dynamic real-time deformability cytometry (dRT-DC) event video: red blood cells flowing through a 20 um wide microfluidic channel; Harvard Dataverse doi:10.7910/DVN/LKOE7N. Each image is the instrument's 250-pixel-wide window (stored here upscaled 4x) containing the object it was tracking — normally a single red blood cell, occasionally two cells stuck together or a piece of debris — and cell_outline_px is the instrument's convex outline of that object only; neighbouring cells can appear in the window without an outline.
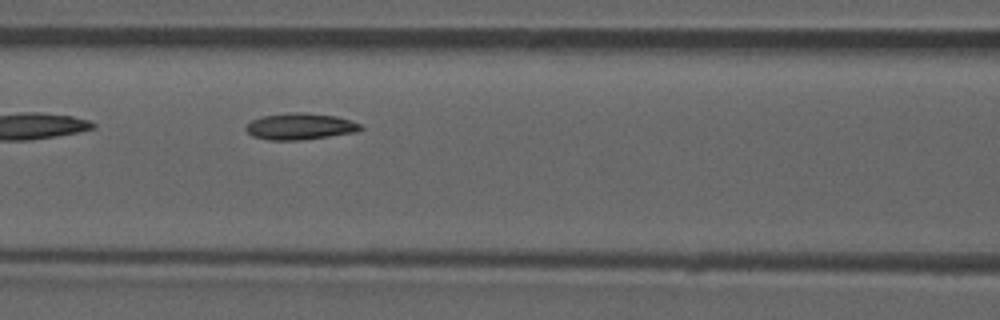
{"species": "common noctule bat (a hibernating species)", "species_latin": "Nyctalus noctula", "temperature_condition": "room temperature", "stored_images_in_passage": 9, "camera_frame_rate_fps": 3000, "um_per_image_px": 0.085, "animal": {"sex": "male", "forearm_length_mm": 52.5}, "frame": {"image": 1, "passage_image": 6, "time_ms": 5.667, "image_size_px": [1000, 320], "cell_outline_px": [[364, 128], [356, 132], [300, 140], [268, 140], [252, 136], [244, 128], [252, 120], [264, 116], [292, 112], [304, 112], [336, 116], [360, 124]], "centroid_in_image_um": [25.5, 10.75], "position_along_channel_um": 141.1, "area_um2": 17.51}}